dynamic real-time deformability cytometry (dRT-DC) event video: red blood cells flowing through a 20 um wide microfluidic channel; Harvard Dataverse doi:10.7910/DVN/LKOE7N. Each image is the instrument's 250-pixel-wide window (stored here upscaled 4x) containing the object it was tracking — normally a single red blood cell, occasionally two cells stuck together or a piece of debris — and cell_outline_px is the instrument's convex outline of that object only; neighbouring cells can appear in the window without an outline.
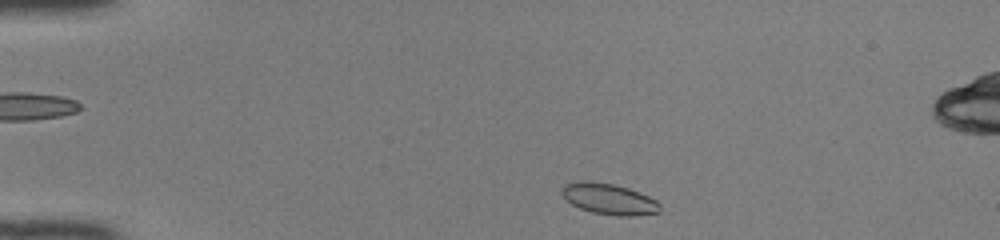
{"species": "common noctule bat (a hibernating species)", "species_latin": "Nyctalus noctula", "temperature_condition": "room temperature", "stored_images_in_passage": 41, "camera_frame_rate_fps": 3000, "um_per_image_px": 0.085, "animal": {"sex": "female", "body_mass_g": 22.0, "forearm_length_mm": 56.7}, "frame": {"image": 1, "passage_image": 2, "time_ms": 0.333, "image_size_px": [1000, 240], "cell_outline_px": [[660, 212], [632, 216], [616, 216], [592, 212], [580, 208], [572, 204], [560, 192], [564, 184], [580, 180], [588, 180], [612, 184], [628, 188], [648, 196], [656, 200], [660, 204]], "centroid_in_image_um": [51.75, 16.91], "position_along_channel_um": 33.2, "area_um2": 17.69}}
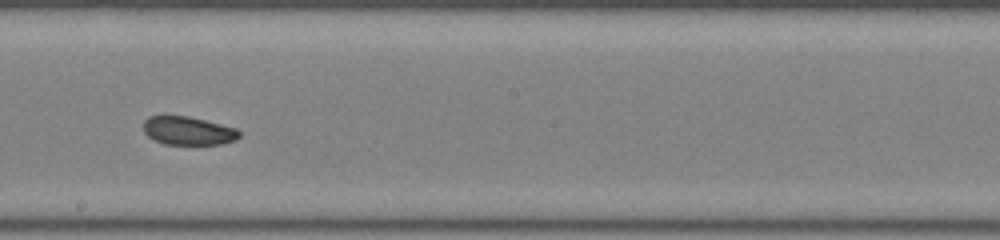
{"frame": {"image": 2, "passage_image": 21, "time_ms": 6.667, "image_size_px": [1000, 240], "cell_outline_px": [[240, 136], [236, 140], [220, 144], [164, 144], [152, 140], [144, 132], [144, 120], [148, 116], [188, 116], [236, 128], [240, 132]], "centroid_in_image_um": [15.98, 11.12], "position_along_channel_um": 232.2, "area_um2": 15.84}}
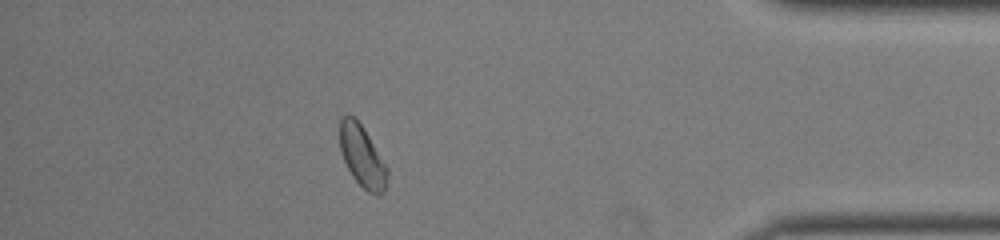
{"frame": {"image": 3, "passage_image": 36, "time_ms": 11.667, "image_size_px": [1000, 240], "cell_outline_px": [[388, 176], [384, 192], [380, 196], [376, 196], [368, 192], [352, 176], [340, 152], [340, 120], [348, 112], [360, 124], [368, 136], [388, 168]], "centroid_in_image_um": [30.79, 13.32], "position_along_channel_um": 404.4, "area_um2": 16.88}, "authors_computed_cell_mechanics": {"area_um2": 17.1088, "velocity_mm_per_s": 4.1169, "shape_relaxation_time_tau1_ms": 2.9822, "shape_relaxation_time_tau2_ms": 1.5096, "deformation_change_tau1": 0.0455, "deformation_change_tau2": 0.0543}}